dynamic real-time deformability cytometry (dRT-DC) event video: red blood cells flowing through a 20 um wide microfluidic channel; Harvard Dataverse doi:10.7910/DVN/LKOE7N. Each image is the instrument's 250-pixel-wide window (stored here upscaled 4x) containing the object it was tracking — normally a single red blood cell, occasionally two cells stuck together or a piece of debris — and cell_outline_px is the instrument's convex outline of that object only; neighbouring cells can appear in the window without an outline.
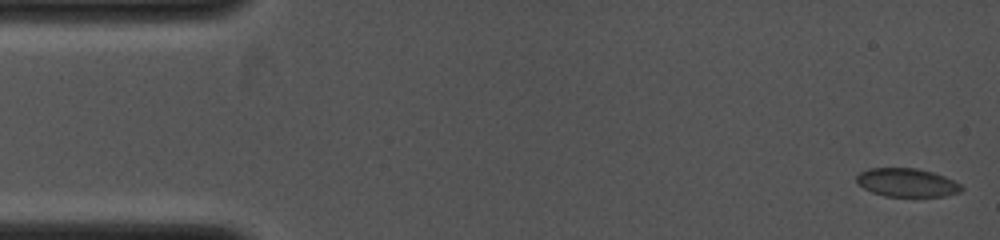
{"species": "common noctule bat (a hibernating species)", "species_latin": "Nyctalus noctula", "temperature_condition": "cold", "stored_images_in_passage": 19, "camera_frame_rate_fps": 4000, "um_per_image_px": 0.085, "animal": {"sex": "female", "body_mass_g": 19.0, "forearm_length_mm": 53.3}, "frame": {"image": 1, "passage_image": 1, "time_ms": 0.0, "image_size_px": [1000, 240], "cell_outline_px": [[964, 188], [960, 192], [944, 196], [884, 196], [872, 192], [864, 188], [856, 180], [856, 176], [860, 172], [868, 168], [916, 168], [932, 172], [944, 176], [960, 184]], "centroid_in_image_um": [77.08, 15.51], "position_along_channel_um": 7.9, "area_um2": 17.28}}